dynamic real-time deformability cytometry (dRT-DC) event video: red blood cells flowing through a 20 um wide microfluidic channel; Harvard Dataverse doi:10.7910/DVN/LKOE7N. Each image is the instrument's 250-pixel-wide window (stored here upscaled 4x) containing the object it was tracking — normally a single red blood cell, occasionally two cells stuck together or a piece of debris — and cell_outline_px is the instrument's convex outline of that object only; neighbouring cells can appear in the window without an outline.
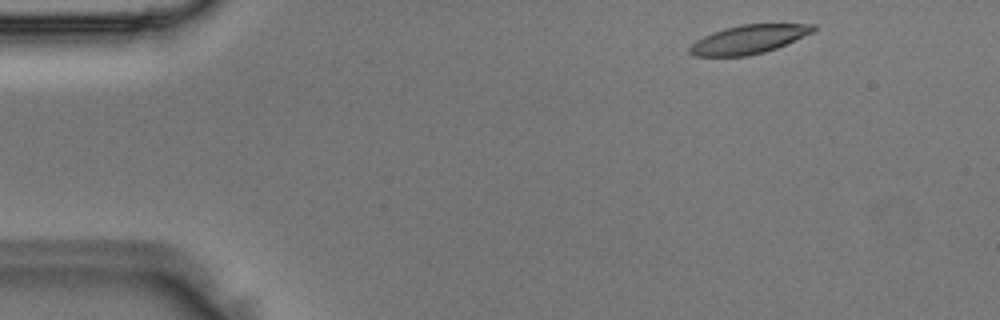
{"species": "Egyptian fruit bat (a non-hibernating species)", "species_latin": "Rousettus aegyptiacus", "temperature_condition": "room temperature", "stored_images_in_passage": 5, "camera_frame_rate_fps": 3000, "um_per_image_px": 0.085, "animal": {"sex": "male"}, "frame": {"image": 1, "passage_image": 1, "time_ms": 0.0, "image_size_px": [1000, 320], "cell_outline_px": [[816, 28], [812, 32], [776, 48], [764, 52], [748, 56], [692, 56], [688, 52], [688, 48], [696, 40], [712, 32], [724, 28], [740, 24], [816, 24]], "centroid_in_image_um": [63.59, 3.35], "position_along_channel_um": 21.4, "area_um2": 20.58}}
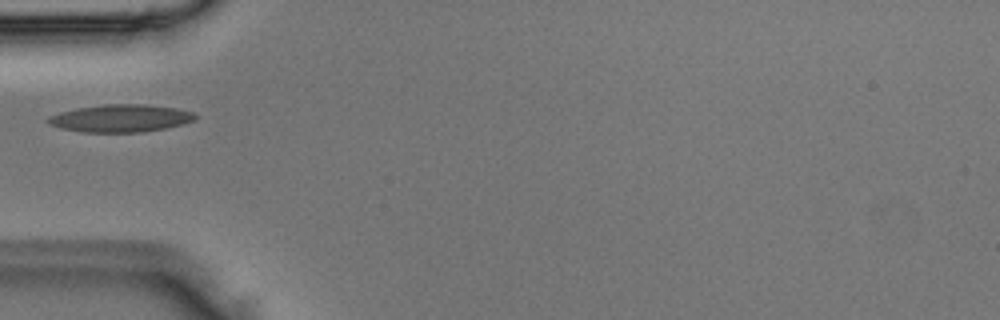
{"frame": {"image": 2, "passage_image": 4, "time_ms": 1.0, "image_size_px": [1000, 320], "cell_outline_px": [[196, 120], [184, 124], [164, 128], [140, 132], [84, 132], [60, 128], [48, 124], [44, 120], [48, 116], [60, 112], [76, 108], [104, 104], [140, 104], [176, 108], [192, 112], [196, 116]], "centroid_in_image_um": [10.21, 10.05], "position_along_channel_um": 74.8, "area_um2": 23.64}}
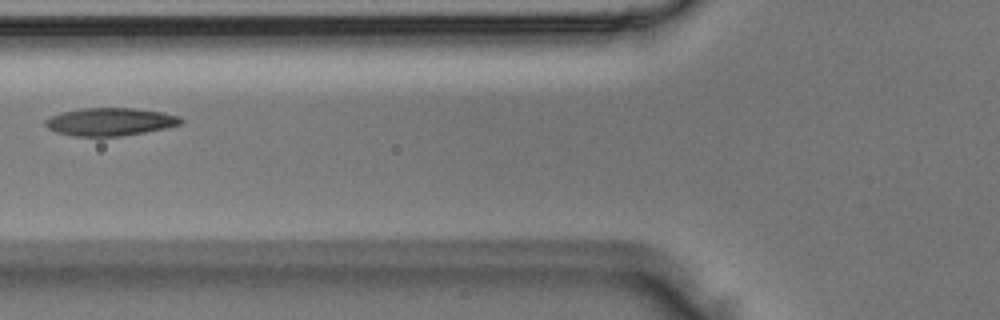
{"frame": {"image": 3, "passage_image": 5, "time_ms": 1.333, "image_size_px": [1000, 320], "cell_outline_px": [[184, 120], [180, 124], [164, 128], [144, 132], [120, 136], [72, 136], [56, 132], [48, 128], [44, 124], [44, 120], [60, 112], [80, 108], [132, 108], [164, 112], [180, 116]], "centroid_in_image_um": [9.34, 10.34], "position_along_channel_um": 116.5, "area_um2": 22.02}}